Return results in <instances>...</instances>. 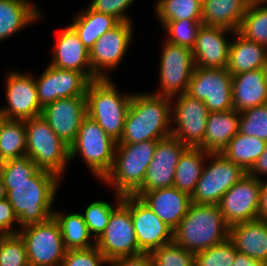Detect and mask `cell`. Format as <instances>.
<instances>
[{"label": "cell", "instance_id": "cell-20", "mask_svg": "<svg viewBox=\"0 0 267 266\" xmlns=\"http://www.w3.org/2000/svg\"><path fill=\"white\" fill-rule=\"evenodd\" d=\"M41 116L54 133L70 146L76 140L82 120L87 116L86 96L55 100L43 108Z\"/></svg>", "mask_w": 267, "mask_h": 266}, {"label": "cell", "instance_id": "cell-13", "mask_svg": "<svg viewBox=\"0 0 267 266\" xmlns=\"http://www.w3.org/2000/svg\"><path fill=\"white\" fill-rule=\"evenodd\" d=\"M186 93L202 100L209 112L233 109L232 75L227 68L195 67Z\"/></svg>", "mask_w": 267, "mask_h": 266}, {"label": "cell", "instance_id": "cell-16", "mask_svg": "<svg viewBox=\"0 0 267 266\" xmlns=\"http://www.w3.org/2000/svg\"><path fill=\"white\" fill-rule=\"evenodd\" d=\"M130 209L139 253L148 252L173 242V229L164 223L137 196L124 195L122 200Z\"/></svg>", "mask_w": 267, "mask_h": 266}, {"label": "cell", "instance_id": "cell-19", "mask_svg": "<svg viewBox=\"0 0 267 266\" xmlns=\"http://www.w3.org/2000/svg\"><path fill=\"white\" fill-rule=\"evenodd\" d=\"M186 148V145L173 136L159 140L143 184L135 193L173 187L175 169Z\"/></svg>", "mask_w": 267, "mask_h": 266}, {"label": "cell", "instance_id": "cell-43", "mask_svg": "<svg viewBox=\"0 0 267 266\" xmlns=\"http://www.w3.org/2000/svg\"><path fill=\"white\" fill-rule=\"evenodd\" d=\"M150 254L153 266H195V254L174 242L161 246Z\"/></svg>", "mask_w": 267, "mask_h": 266}, {"label": "cell", "instance_id": "cell-18", "mask_svg": "<svg viewBox=\"0 0 267 266\" xmlns=\"http://www.w3.org/2000/svg\"><path fill=\"white\" fill-rule=\"evenodd\" d=\"M35 78L37 94L42 108L55 100L73 96H85L91 82L82 72L64 70L52 65Z\"/></svg>", "mask_w": 267, "mask_h": 266}, {"label": "cell", "instance_id": "cell-46", "mask_svg": "<svg viewBox=\"0 0 267 266\" xmlns=\"http://www.w3.org/2000/svg\"><path fill=\"white\" fill-rule=\"evenodd\" d=\"M18 223V217L9 203L8 199L0 201V234L13 235L18 234L19 228L14 225Z\"/></svg>", "mask_w": 267, "mask_h": 266}, {"label": "cell", "instance_id": "cell-42", "mask_svg": "<svg viewBox=\"0 0 267 266\" xmlns=\"http://www.w3.org/2000/svg\"><path fill=\"white\" fill-rule=\"evenodd\" d=\"M0 266H29L26 246L19 234L0 237Z\"/></svg>", "mask_w": 267, "mask_h": 266}, {"label": "cell", "instance_id": "cell-26", "mask_svg": "<svg viewBox=\"0 0 267 266\" xmlns=\"http://www.w3.org/2000/svg\"><path fill=\"white\" fill-rule=\"evenodd\" d=\"M239 119L240 112L235 109L209 112L204 141L199 148L209 153H221L239 132Z\"/></svg>", "mask_w": 267, "mask_h": 266}, {"label": "cell", "instance_id": "cell-21", "mask_svg": "<svg viewBox=\"0 0 267 266\" xmlns=\"http://www.w3.org/2000/svg\"><path fill=\"white\" fill-rule=\"evenodd\" d=\"M227 34L233 35L234 31L202 24L197 33L196 44L192 49L195 67L227 68L231 43L226 38Z\"/></svg>", "mask_w": 267, "mask_h": 266}, {"label": "cell", "instance_id": "cell-34", "mask_svg": "<svg viewBox=\"0 0 267 266\" xmlns=\"http://www.w3.org/2000/svg\"><path fill=\"white\" fill-rule=\"evenodd\" d=\"M25 155V122L22 120L5 119L0 127V163Z\"/></svg>", "mask_w": 267, "mask_h": 266}, {"label": "cell", "instance_id": "cell-35", "mask_svg": "<svg viewBox=\"0 0 267 266\" xmlns=\"http://www.w3.org/2000/svg\"><path fill=\"white\" fill-rule=\"evenodd\" d=\"M155 13L161 26L166 21L202 19V0H157Z\"/></svg>", "mask_w": 267, "mask_h": 266}, {"label": "cell", "instance_id": "cell-14", "mask_svg": "<svg viewBox=\"0 0 267 266\" xmlns=\"http://www.w3.org/2000/svg\"><path fill=\"white\" fill-rule=\"evenodd\" d=\"M133 22H120L103 34L89 51L92 80L110 78L106 71L117 68L133 36Z\"/></svg>", "mask_w": 267, "mask_h": 266}, {"label": "cell", "instance_id": "cell-7", "mask_svg": "<svg viewBox=\"0 0 267 266\" xmlns=\"http://www.w3.org/2000/svg\"><path fill=\"white\" fill-rule=\"evenodd\" d=\"M116 146L117 142L97 122L86 116L76 140L70 145V161L79 155L94 177L102 181L112 168Z\"/></svg>", "mask_w": 267, "mask_h": 266}, {"label": "cell", "instance_id": "cell-54", "mask_svg": "<svg viewBox=\"0 0 267 266\" xmlns=\"http://www.w3.org/2000/svg\"><path fill=\"white\" fill-rule=\"evenodd\" d=\"M5 119H6V118H5L4 114H3L2 111L0 110V127H1V124L4 122Z\"/></svg>", "mask_w": 267, "mask_h": 266}, {"label": "cell", "instance_id": "cell-8", "mask_svg": "<svg viewBox=\"0 0 267 266\" xmlns=\"http://www.w3.org/2000/svg\"><path fill=\"white\" fill-rule=\"evenodd\" d=\"M18 234L25 243L29 266H61L67 249L53 216L20 228Z\"/></svg>", "mask_w": 267, "mask_h": 266}, {"label": "cell", "instance_id": "cell-27", "mask_svg": "<svg viewBox=\"0 0 267 266\" xmlns=\"http://www.w3.org/2000/svg\"><path fill=\"white\" fill-rule=\"evenodd\" d=\"M229 47L227 70L233 76L250 70L266 68L267 47L234 32Z\"/></svg>", "mask_w": 267, "mask_h": 266}, {"label": "cell", "instance_id": "cell-3", "mask_svg": "<svg viewBox=\"0 0 267 266\" xmlns=\"http://www.w3.org/2000/svg\"><path fill=\"white\" fill-rule=\"evenodd\" d=\"M230 225L218 205L192 202L185 217L173 230V242L192 253L229 239Z\"/></svg>", "mask_w": 267, "mask_h": 266}, {"label": "cell", "instance_id": "cell-6", "mask_svg": "<svg viewBox=\"0 0 267 266\" xmlns=\"http://www.w3.org/2000/svg\"><path fill=\"white\" fill-rule=\"evenodd\" d=\"M24 122L26 155L39 169L51 172L62 179L70 162V146L54 133L42 116Z\"/></svg>", "mask_w": 267, "mask_h": 266}, {"label": "cell", "instance_id": "cell-51", "mask_svg": "<svg viewBox=\"0 0 267 266\" xmlns=\"http://www.w3.org/2000/svg\"><path fill=\"white\" fill-rule=\"evenodd\" d=\"M7 198V190L4 186V182L2 178L0 177V201Z\"/></svg>", "mask_w": 267, "mask_h": 266}, {"label": "cell", "instance_id": "cell-9", "mask_svg": "<svg viewBox=\"0 0 267 266\" xmlns=\"http://www.w3.org/2000/svg\"><path fill=\"white\" fill-rule=\"evenodd\" d=\"M208 165L204 164L202 174L191 202L197 204L218 205L221 197L248 172L238 164L227 159L222 153H209Z\"/></svg>", "mask_w": 267, "mask_h": 266}, {"label": "cell", "instance_id": "cell-31", "mask_svg": "<svg viewBox=\"0 0 267 266\" xmlns=\"http://www.w3.org/2000/svg\"><path fill=\"white\" fill-rule=\"evenodd\" d=\"M209 152L199 147H187L179 158L175 169L173 187L190 196L201 177Z\"/></svg>", "mask_w": 267, "mask_h": 266}, {"label": "cell", "instance_id": "cell-33", "mask_svg": "<svg viewBox=\"0 0 267 266\" xmlns=\"http://www.w3.org/2000/svg\"><path fill=\"white\" fill-rule=\"evenodd\" d=\"M267 142L254 136L237 133L221 152L246 172L253 167L264 152Z\"/></svg>", "mask_w": 267, "mask_h": 266}, {"label": "cell", "instance_id": "cell-4", "mask_svg": "<svg viewBox=\"0 0 267 266\" xmlns=\"http://www.w3.org/2000/svg\"><path fill=\"white\" fill-rule=\"evenodd\" d=\"M111 78L92 80L86 90L87 116L116 142L121 139L133 93L120 94Z\"/></svg>", "mask_w": 267, "mask_h": 266}, {"label": "cell", "instance_id": "cell-37", "mask_svg": "<svg viewBox=\"0 0 267 266\" xmlns=\"http://www.w3.org/2000/svg\"><path fill=\"white\" fill-rule=\"evenodd\" d=\"M202 26V19H182L175 21H166L162 28L167 35L165 40L170 43L194 48L197 39V33Z\"/></svg>", "mask_w": 267, "mask_h": 266}, {"label": "cell", "instance_id": "cell-32", "mask_svg": "<svg viewBox=\"0 0 267 266\" xmlns=\"http://www.w3.org/2000/svg\"><path fill=\"white\" fill-rule=\"evenodd\" d=\"M53 217L59 223L64 246L67 250L88 249L95 246L81 213H63L54 210ZM92 240V241H91Z\"/></svg>", "mask_w": 267, "mask_h": 266}, {"label": "cell", "instance_id": "cell-52", "mask_svg": "<svg viewBox=\"0 0 267 266\" xmlns=\"http://www.w3.org/2000/svg\"><path fill=\"white\" fill-rule=\"evenodd\" d=\"M248 6L267 4V0H245Z\"/></svg>", "mask_w": 267, "mask_h": 266}, {"label": "cell", "instance_id": "cell-29", "mask_svg": "<svg viewBox=\"0 0 267 266\" xmlns=\"http://www.w3.org/2000/svg\"><path fill=\"white\" fill-rule=\"evenodd\" d=\"M119 23L120 21L114 16L95 11L88 6L75 15L69 25L75 30L87 50L90 51L103 34Z\"/></svg>", "mask_w": 267, "mask_h": 266}, {"label": "cell", "instance_id": "cell-39", "mask_svg": "<svg viewBox=\"0 0 267 266\" xmlns=\"http://www.w3.org/2000/svg\"><path fill=\"white\" fill-rule=\"evenodd\" d=\"M115 207V204L112 205L107 201L95 200L85 208L83 213H81L93 240L96 241L104 232L109 222L112 210Z\"/></svg>", "mask_w": 267, "mask_h": 266}, {"label": "cell", "instance_id": "cell-23", "mask_svg": "<svg viewBox=\"0 0 267 266\" xmlns=\"http://www.w3.org/2000/svg\"><path fill=\"white\" fill-rule=\"evenodd\" d=\"M52 54L50 65L59 69L82 72L92 81L89 51L70 25L59 31Z\"/></svg>", "mask_w": 267, "mask_h": 266}, {"label": "cell", "instance_id": "cell-45", "mask_svg": "<svg viewBox=\"0 0 267 266\" xmlns=\"http://www.w3.org/2000/svg\"><path fill=\"white\" fill-rule=\"evenodd\" d=\"M135 0H91L89 7L95 11L110 14L120 22H132L126 13Z\"/></svg>", "mask_w": 267, "mask_h": 266}, {"label": "cell", "instance_id": "cell-12", "mask_svg": "<svg viewBox=\"0 0 267 266\" xmlns=\"http://www.w3.org/2000/svg\"><path fill=\"white\" fill-rule=\"evenodd\" d=\"M171 101V136L187 147H199L204 141L209 114L206 105L187 93L174 96Z\"/></svg>", "mask_w": 267, "mask_h": 266}, {"label": "cell", "instance_id": "cell-5", "mask_svg": "<svg viewBox=\"0 0 267 266\" xmlns=\"http://www.w3.org/2000/svg\"><path fill=\"white\" fill-rule=\"evenodd\" d=\"M158 141L117 144L112 168L102 182L117 194L133 195L143 184Z\"/></svg>", "mask_w": 267, "mask_h": 266}, {"label": "cell", "instance_id": "cell-49", "mask_svg": "<svg viewBox=\"0 0 267 266\" xmlns=\"http://www.w3.org/2000/svg\"><path fill=\"white\" fill-rule=\"evenodd\" d=\"M258 219L267 221V181L265 178L261 185Z\"/></svg>", "mask_w": 267, "mask_h": 266}, {"label": "cell", "instance_id": "cell-17", "mask_svg": "<svg viewBox=\"0 0 267 266\" xmlns=\"http://www.w3.org/2000/svg\"><path fill=\"white\" fill-rule=\"evenodd\" d=\"M261 185L247 173L221 197L218 206L230 226L258 219Z\"/></svg>", "mask_w": 267, "mask_h": 266}, {"label": "cell", "instance_id": "cell-10", "mask_svg": "<svg viewBox=\"0 0 267 266\" xmlns=\"http://www.w3.org/2000/svg\"><path fill=\"white\" fill-rule=\"evenodd\" d=\"M115 194L116 207L112 210L104 232L95 246L107 260L139 253L135 229L129 207L122 201L123 195Z\"/></svg>", "mask_w": 267, "mask_h": 266}, {"label": "cell", "instance_id": "cell-11", "mask_svg": "<svg viewBox=\"0 0 267 266\" xmlns=\"http://www.w3.org/2000/svg\"><path fill=\"white\" fill-rule=\"evenodd\" d=\"M159 66V90L154 94L174 97L187 92L195 64L192 50L165 40Z\"/></svg>", "mask_w": 267, "mask_h": 266}, {"label": "cell", "instance_id": "cell-2", "mask_svg": "<svg viewBox=\"0 0 267 266\" xmlns=\"http://www.w3.org/2000/svg\"><path fill=\"white\" fill-rule=\"evenodd\" d=\"M61 180L57 175L39 169L29 182L4 183L19 228L42 223L53 216L55 208L52 206Z\"/></svg>", "mask_w": 267, "mask_h": 266}, {"label": "cell", "instance_id": "cell-22", "mask_svg": "<svg viewBox=\"0 0 267 266\" xmlns=\"http://www.w3.org/2000/svg\"><path fill=\"white\" fill-rule=\"evenodd\" d=\"M171 229L185 217L191 205V196L175 187L158 188L144 193H134Z\"/></svg>", "mask_w": 267, "mask_h": 266}, {"label": "cell", "instance_id": "cell-44", "mask_svg": "<svg viewBox=\"0 0 267 266\" xmlns=\"http://www.w3.org/2000/svg\"><path fill=\"white\" fill-rule=\"evenodd\" d=\"M105 266L109 265L103 254L93 246L88 249L67 250L61 266Z\"/></svg>", "mask_w": 267, "mask_h": 266}, {"label": "cell", "instance_id": "cell-48", "mask_svg": "<svg viewBox=\"0 0 267 266\" xmlns=\"http://www.w3.org/2000/svg\"><path fill=\"white\" fill-rule=\"evenodd\" d=\"M248 174L258 180H263V177L267 175V145L264 152L260 155L253 167L249 170Z\"/></svg>", "mask_w": 267, "mask_h": 266}, {"label": "cell", "instance_id": "cell-25", "mask_svg": "<svg viewBox=\"0 0 267 266\" xmlns=\"http://www.w3.org/2000/svg\"><path fill=\"white\" fill-rule=\"evenodd\" d=\"M229 239L239 253L267 263V221L255 219L231 225Z\"/></svg>", "mask_w": 267, "mask_h": 266}, {"label": "cell", "instance_id": "cell-47", "mask_svg": "<svg viewBox=\"0 0 267 266\" xmlns=\"http://www.w3.org/2000/svg\"><path fill=\"white\" fill-rule=\"evenodd\" d=\"M109 266H153V259L150 253L141 252L114 258L109 261Z\"/></svg>", "mask_w": 267, "mask_h": 266}, {"label": "cell", "instance_id": "cell-36", "mask_svg": "<svg viewBox=\"0 0 267 266\" xmlns=\"http://www.w3.org/2000/svg\"><path fill=\"white\" fill-rule=\"evenodd\" d=\"M237 32L267 47V4L248 6Z\"/></svg>", "mask_w": 267, "mask_h": 266}, {"label": "cell", "instance_id": "cell-1", "mask_svg": "<svg viewBox=\"0 0 267 266\" xmlns=\"http://www.w3.org/2000/svg\"><path fill=\"white\" fill-rule=\"evenodd\" d=\"M171 98L152 93H133L117 144L162 140L171 136Z\"/></svg>", "mask_w": 267, "mask_h": 266}, {"label": "cell", "instance_id": "cell-30", "mask_svg": "<svg viewBox=\"0 0 267 266\" xmlns=\"http://www.w3.org/2000/svg\"><path fill=\"white\" fill-rule=\"evenodd\" d=\"M42 15L29 3L21 0H0V41L20 32Z\"/></svg>", "mask_w": 267, "mask_h": 266}, {"label": "cell", "instance_id": "cell-41", "mask_svg": "<svg viewBox=\"0 0 267 266\" xmlns=\"http://www.w3.org/2000/svg\"><path fill=\"white\" fill-rule=\"evenodd\" d=\"M236 247L230 239L195 253V266H231L235 260Z\"/></svg>", "mask_w": 267, "mask_h": 266}, {"label": "cell", "instance_id": "cell-28", "mask_svg": "<svg viewBox=\"0 0 267 266\" xmlns=\"http://www.w3.org/2000/svg\"><path fill=\"white\" fill-rule=\"evenodd\" d=\"M247 8L245 0H202V24L236 32Z\"/></svg>", "mask_w": 267, "mask_h": 266}, {"label": "cell", "instance_id": "cell-24", "mask_svg": "<svg viewBox=\"0 0 267 266\" xmlns=\"http://www.w3.org/2000/svg\"><path fill=\"white\" fill-rule=\"evenodd\" d=\"M233 109L242 112L267 103L266 68L250 70L232 76Z\"/></svg>", "mask_w": 267, "mask_h": 266}, {"label": "cell", "instance_id": "cell-15", "mask_svg": "<svg viewBox=\"0 0 267 266\" xmlns=\"http://www.w3.org/2000/svg\"><path fill=\"white\" fill-rule=\"evenodd\" d=\"M6 107L0 110L6 119L27 120L41 116L43 108L40 105L35 77L17 70H10L5 77Z\"/></svg>", "mask_w": 267, "mask_h": 266}, {"label": "cell", "instance_id": "cell-38", "mask_svg": "<svg viewBox=\"0 0 267 266\" xmlns=\"http://www.w3.org/2000/svg\"><path fill=\"white\" fill-rule=\"evenodd\" d=\"M239 133L267 142V103L240 112Z\"/></svg>", "mask_w": 267, "mask_h": 266}, {"label": "cell", "instance_id": "cell-50", "mask_svg": "<svg viewBox=\"0 0 267 266\" xmlns=\"http://www.w3.org/2000/svg\"><path fill=\"white\" fill-rule=\"evenodd\" d=\"M231 266H267V263L255 260L245 254L236 253V257Z\"/></svg>", "mask_w": 267, "mask_h": 266}, {"label": "cell", "instance_id": "cell-53", "mask_svg": "<svg viewBox=\"0 0 267 266\" xmlns=\"http://www.w3.org/2000/svg\"><path fill=\"white\" fill-rule=\"evenodd\" d=\"M21 1H23V2H26V3H29L30 5H32L41 15H43L42 14V11L37 7V5L36 6H34V4H32L33 2H31L30 0H21Z\"/></svg>", "mask_w": 267, "mask_h": 266}, {"label": "cell", "instance_id": "cell-40", "mask_svg": "<svg viewBox=\"0 0 267 266\" xmlns=\"http://www.w3.org/2000/svg\"><path fill=\"white\" fill-rule=\"evenodd\" d=\"M38 170V166L27 155L0 163V177L4 183L29 182Z\"/></svg>", "mask_w": 267, "mask_h": 266}]
</instances>
